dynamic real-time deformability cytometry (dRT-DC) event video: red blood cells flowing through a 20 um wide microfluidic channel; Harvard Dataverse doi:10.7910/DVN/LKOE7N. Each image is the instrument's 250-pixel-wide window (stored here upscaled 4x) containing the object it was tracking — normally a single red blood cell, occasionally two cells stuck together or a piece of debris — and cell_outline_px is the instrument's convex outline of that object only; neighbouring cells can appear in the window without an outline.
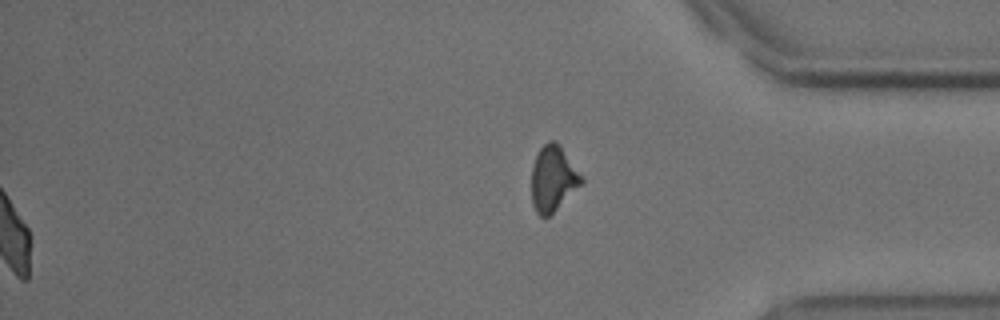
{"species": "common noctule bat (a hibernating species)", "species_latin": "Nyctalus noctula", "temperature_condition": "cold", "stored_images_in_passage": 55, "segment_of_instrument_passage": [2, 2], "camera_frame_rate_fps": 3000, "um_per_image_px": 0.085, "animal": {"sex": "male", "body_mass_g": 18.8}, "frame": {"image": 1, "passage_image": 55, "time_ms": 18.0, "image_size_px": [1000, 320], "cell_outline_px": [[584, 180], [548, 216], [540, 216], [536, 212], [532, 204], [532, 164], [536, 152], [548, 140], [556, 140], [560, 144]], "centroid_in_image_um": [46.96, 15.12], "position_along_channel_um": 388.2, "area_um2": 18.67}}